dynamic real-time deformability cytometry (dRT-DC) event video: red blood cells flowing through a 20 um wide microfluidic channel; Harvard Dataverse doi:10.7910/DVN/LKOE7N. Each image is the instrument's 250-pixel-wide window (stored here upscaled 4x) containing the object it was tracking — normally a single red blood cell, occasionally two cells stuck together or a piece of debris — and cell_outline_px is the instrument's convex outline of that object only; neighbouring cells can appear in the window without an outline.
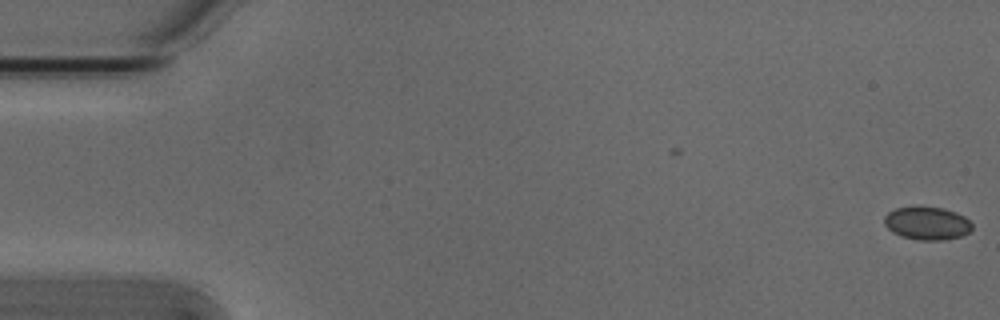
{"species": "Egyptian fruit bat (a non-hibernating species)", "species_latin": "Rousettus aegyptiacus", "temperature_condition": "cold", "stored_images_in_passage": 2, "camera_frame_rate_fps": 3000, "um_per_image_px": 0.085, "animal": {"sex": "male"}, "frame": {"image": 1, "passage_image": 2, "time_ms": 0.333, "image_size_px": [1000, 320], "cell_outline_px": [[972, 228], [968, 232], [960, 236], [944, 240], [920, 240], [900, 236], [892, 232], [884, 224], [884, 216], [888, 212], [896, 208], [916, 204], [944, 208], [956, 212], [964, 216], [972, 224]], "centroid_in_image_um": [78.76, 18.94], "position_along_channel_um": 6.2, "area_um2": 17.34}}